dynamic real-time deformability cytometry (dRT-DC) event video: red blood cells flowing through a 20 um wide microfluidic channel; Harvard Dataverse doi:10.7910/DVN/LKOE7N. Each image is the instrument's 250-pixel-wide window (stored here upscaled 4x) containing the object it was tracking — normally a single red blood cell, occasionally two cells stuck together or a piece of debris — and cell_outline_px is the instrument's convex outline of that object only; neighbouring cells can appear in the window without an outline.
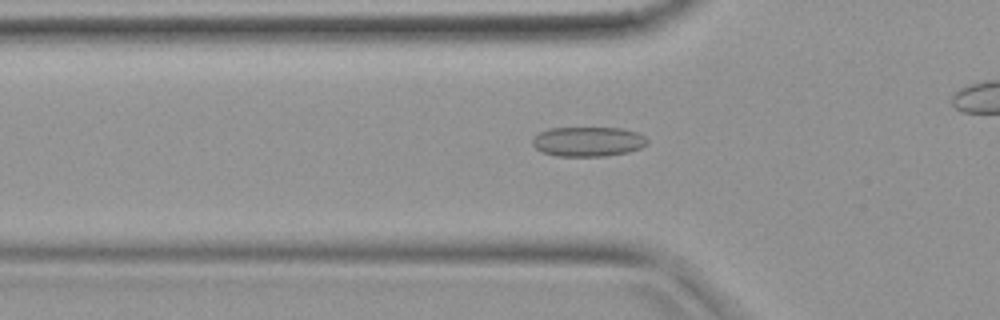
{"species": "common noctule bat (a hibernating species)", "species_latin": "Nyctalus noctula", "temperature_condition": "warm", "stored_images_in_passage": 23, "camera_frame_rate_fps": 3000, "um_per_image_px": 0.085, "animal": {"sex": "female", "body_mass_g": 19.9}, "frame": {"image": 1, "passage_image": 4, "time_ms": 1.0, "image_size_px": [1000, 320], "cell_outline_px": [[648, 144], [640, 148], [628, 152], [604, 156], [556, 156], [544, 152], [536, 148], [532, 144], [532, 140], [540, 132], [548, 128], [620, 128], [636, 132], [644, 136], [648, 140]], "centroid_in_image_um": [49.99, 12.03], "position_along_channel_um": 75.8, "area_um2": 19.77}}
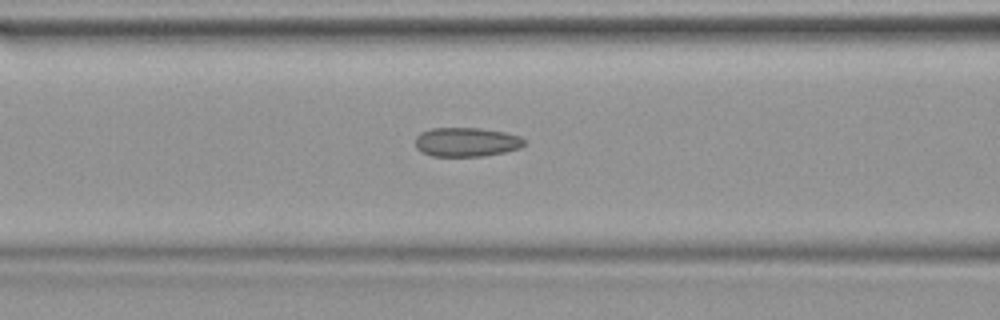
{"frame": {"image": 2, "passage_image": 7, "time_ms": 2.0, "image_size_px": [1000, 320], "cell_outline_px": [[528, 144], [520, 148], [504, 152], [484, 156], [432, 156], [420, 152], [416, 148], [416, 136], [420, 132], [432, 128], [480, 128], [504, 132], [520, 136], [528, 140]], "centroid_in_image_um": [39.68, 12.07], "position_along_channel_um": 126.9, "area_um2": 18.79}}
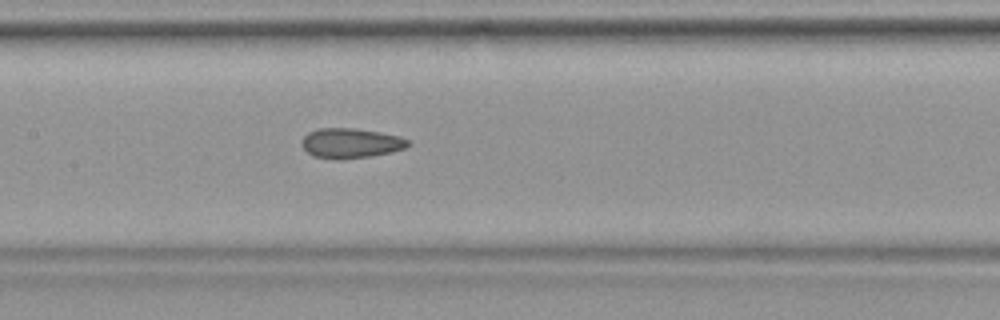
{"frame": {"image": 3, "passage_image": 10, "time_ms": 3.0, "image_size_px": [1000, 320], "cell_outline_px": [[412, 144], [408, 148], [392, 152], [372, 156], [344, 160], [336, 160], [312, 156], [300, 144], [300, 140], [308, 132], [320, 128], [356, 128], [380, 132], [400, 136], [408, 140]], "centroid_in_image_um": [29.83, 12.18], "position_along_channel_um": 177.6, "area_um2": 19.02}}